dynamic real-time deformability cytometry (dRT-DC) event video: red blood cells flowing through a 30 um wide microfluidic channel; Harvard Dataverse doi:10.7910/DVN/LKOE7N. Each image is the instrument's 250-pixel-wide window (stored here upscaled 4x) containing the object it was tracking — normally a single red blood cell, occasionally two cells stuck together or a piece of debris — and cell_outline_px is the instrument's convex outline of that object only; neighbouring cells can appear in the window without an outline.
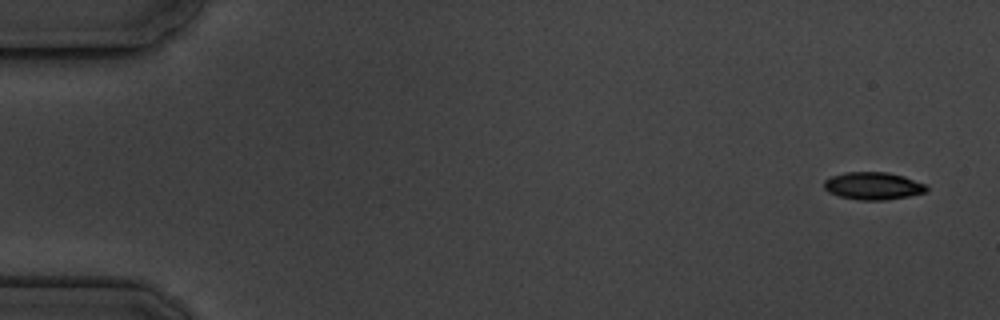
{"species": "common noctule bat (a hibernating species)", "species_latin": "Nyctalus noctula", "temperature_condition": "cold", "stored_images_in_passage": 5, "camera_frame_rate_fps": 3000, "um_per_image_px": 0.085, "animal": {"sex": "male", "body_mass_g": 19.5, "forearm_length_mm": 54.6}, "frame": {"image": 1, "passage_image": 1, "time_ms": 0.0, "image_size_px": [1000, 320], "cell_outline_px": [[928, 188], [924, 192], [908, 196], [884, 200], [860, 200], [840, 196], [828, 192], [824, 188], [824, 180], [832, 176], [844, 172], [888, 172], [904, 176], [924, 184]], "centroid_in_image_um": [74.18, 15.79], "position_along_channel_um": 10.8, "area_um2": 16.3}}
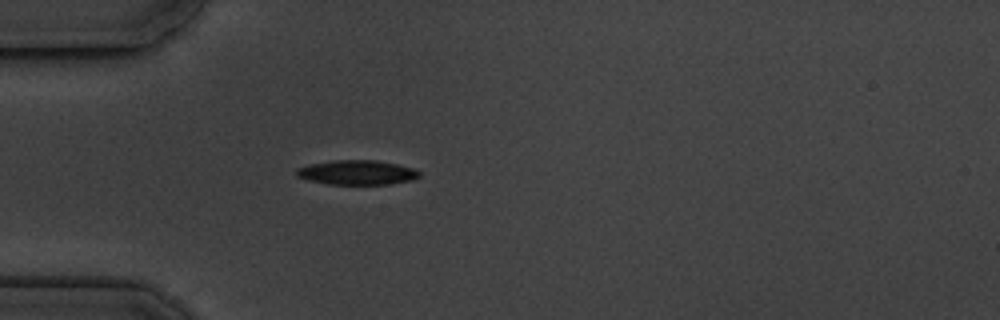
{"frame": {"image": 2, "passage_image": 5, "time_ms": 4.667, "image_size_px": [1000, 320], "cell_outline_px": [[420, 176], [412, 180], [392, 184], [328, 184], [308, 180], [296, 176], [296, 168], [308, 164], [332, 160], [376, 160], [396, 164], [412, 168], [420, 172]], "centroid_in_image_um": [30.32, 14.66], "position_along_channel_um": 54.7, "area_um2": 17.63}}